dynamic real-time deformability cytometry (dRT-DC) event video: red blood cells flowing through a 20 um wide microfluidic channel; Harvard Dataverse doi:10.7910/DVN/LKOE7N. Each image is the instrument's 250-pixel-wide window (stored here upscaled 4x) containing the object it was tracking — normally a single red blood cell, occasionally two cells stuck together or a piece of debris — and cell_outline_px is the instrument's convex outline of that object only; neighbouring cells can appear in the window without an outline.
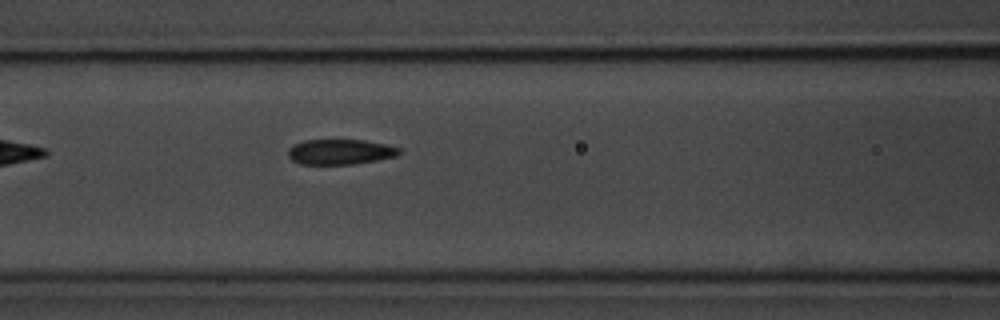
{"species": "common noctule bat (a hibernating species)", "species_latin": "Nyctalus noctula", "temperature_condition": "room temperature", "stored_images_in_passage": 6, "camera_frame_rate_fps": 3000, "um_per_image_px": 0.085, "animal": {"sex": "male", "body_mass_g": 20.1, "forearm_length_mm": 53.5}, "frame": {"image": 1, "passage_image": 6, "time_ms": 6.667, "image_size_px": [1000, 320], "cell_outline_px": [[400, 152], [396, 156], [356, 164], [300, 164], [292, 160], [288, 156], [288, 148], [292, 144], [304, 140], [364, 140], [388, 144], [400, 148]], "centroid_in_image_um": [28.9, 12.9], "position_along_channel_um": 137.7, "area_um2": 16.47}}